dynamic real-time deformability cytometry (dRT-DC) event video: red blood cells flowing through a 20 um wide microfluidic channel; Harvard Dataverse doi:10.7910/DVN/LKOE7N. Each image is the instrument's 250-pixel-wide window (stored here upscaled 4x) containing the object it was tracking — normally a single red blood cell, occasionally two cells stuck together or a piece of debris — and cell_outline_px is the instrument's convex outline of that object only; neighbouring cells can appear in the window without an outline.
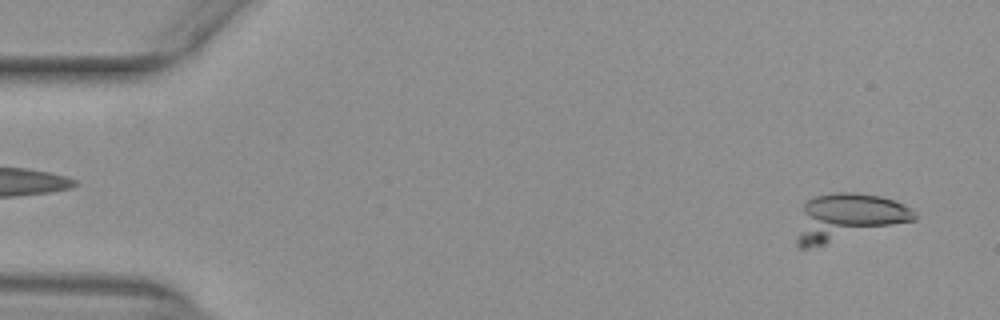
{"species": "common noctule bat (a hibernating species)", "species_latin": "Nyctalus noctula", "temperature_condition": "warm", "stored_images_in_passage": 20, "camera_frame_rate_fps": 3000, "um_per_image_px": 0.085, "animal": {"sex": "female", "body_mass_g": 29.2, "forearm_length_mm": 56.3}, "frame": {"image": 1, "passage_image": 2, "time_ms": 0.333, "image_size_px": [1000, 320], "cell_outline_px": [[916, 220], [824, 244], [808, 248], [800, 248], [796, 244], [796, 240], [804, 204], [808, 200], [816, 196], [832, 192], [856, 192], [880, 196], [896, 200], [912, 208], [916, 216]], "centroid_in_image_um": [72.09, 18.44], "position_along_channel_um": 12.9, "area_um2": 32.02}}
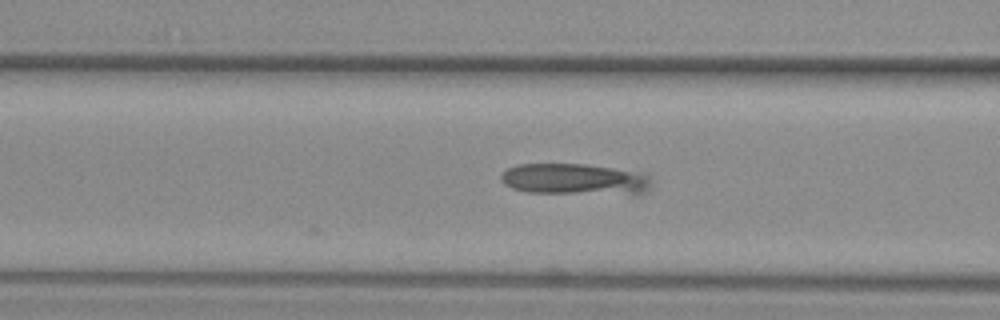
{"frame": {"image": 2, "passage_image": 20, "time_ms": 6.333, "image_size_px": [1000, 320], "cell_outline_px": [[652, 184], [648, 192], [632, 196], [528, 192], [512, 188], [504, 184], [500, 180], [500, 176], [508, 168], [516, 164], [584, 164], [612, 168], [652, 176]], "centroid_in_image_um": [48.93, 15.28], "position_along_channel_um": 117.7, "area_um2": 28.21}}